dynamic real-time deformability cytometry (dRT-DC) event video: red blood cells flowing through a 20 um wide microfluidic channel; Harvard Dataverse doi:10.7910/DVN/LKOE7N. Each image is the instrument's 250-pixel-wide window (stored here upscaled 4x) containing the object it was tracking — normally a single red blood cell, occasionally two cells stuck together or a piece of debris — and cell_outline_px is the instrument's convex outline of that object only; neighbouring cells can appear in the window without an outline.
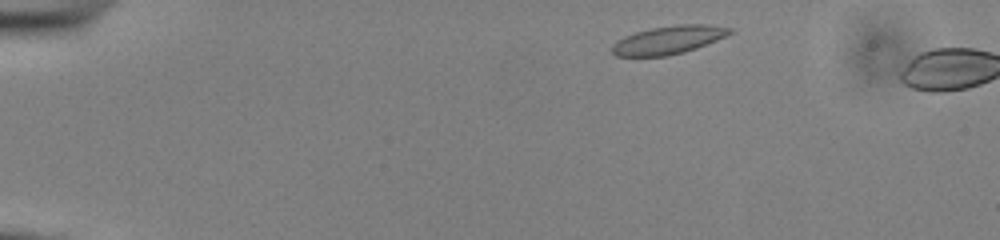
{"species": "common noctule bat (a hibernating species)", "species_latin": "Nyctalus noctula", "temperature_condition": "cold", "stored_images_in_passage": 6, "camera_frame_rate_fps": 3000, "um_per_image_px": 0.085, "animal": {"sex": "male", "body_mass_g": 13.0, "forearm_length_mm": 53.1}, "frame": {"image": 1, "passage_image": 4, "time_ms": 1.0, "image_size_px": [1000, 240], "cell_outline_px": [[732, 32], [716, 40], [696, 48], [684, 52], [668, 56], [616, 56], [612, 52], [612, 44], [616, 40], [624, 36], [636, 32], [652, 28], [676, 24], [708, 24], [732, 28]], "centroid_in_image_um": [56.79, 3.39], "position_along_channel_um": 28.2, "area_um2": 19.31}}